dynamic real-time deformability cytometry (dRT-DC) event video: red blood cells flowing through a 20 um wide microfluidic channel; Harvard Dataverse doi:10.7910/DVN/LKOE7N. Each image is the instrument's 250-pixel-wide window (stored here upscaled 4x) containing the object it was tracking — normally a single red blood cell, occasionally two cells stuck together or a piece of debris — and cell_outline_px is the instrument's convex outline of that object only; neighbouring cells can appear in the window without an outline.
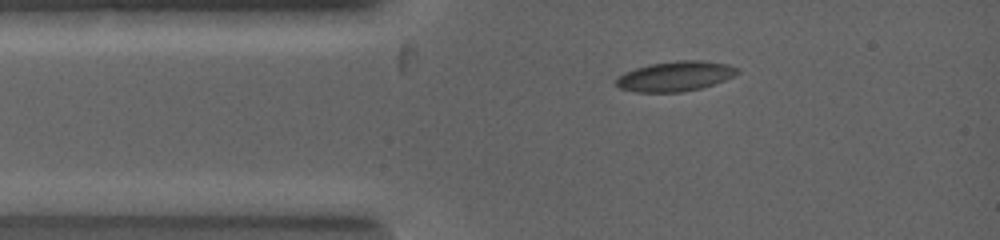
{"species": "common noctule bat (a hibernating species)", "species_latin": "Nyctalus noctula", "temperature_condition": "warm", "stored_images_in_passage": 4, "camera_frame_rate_fps": 5000, "um_per_image_px": 0.085, "animal": {"sex": "female", "body_mass_g": 19.0, "forearm_length_mm": 53.3}, "frame": {"image": 1, "passage_image": 1, "time_ms": 0.0, "image_size_px": [1000, 240], "cell_outline_px": [[740, 72], [724, 80], [700, 88], [680, 92], [636, 92], [620, 88], [616, 84], [616, 80], [620, 76], [636, 68], [652, 64], [684, 60], [700, 60], [728, 64], [740, 68]], "centroid_in_image_um": [57.44, 6.48], "position_along_channel_um": 27.6, "area_um2": 20.75}}
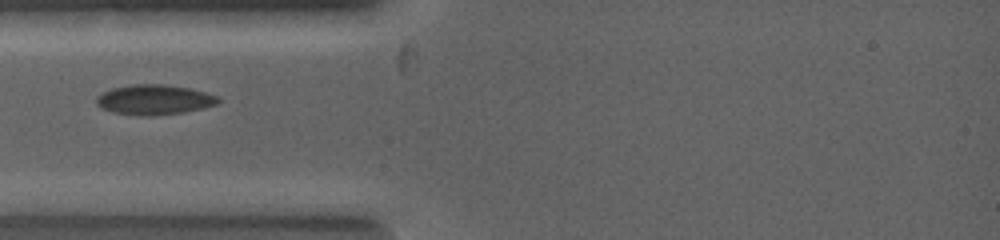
{"frame": {"image": 2, "passage_image": 3, "time_ms": 1.0, "image_size_px": [1000, 240], "cell_outline_px": [[220, 100], [216, 104], [204, 108], [184, 112], [148, 116], [140, 116], [112, 112], [96, 104], [96, 100], [104, 92], [112, 88], [136, 84], [160, 84], [188, 88], [204, 92], [216, 96]], "centroid_in_image_um": [13.12, 8.48], "position_along_channel_um": 71.9, "area_um2": 20.92}}